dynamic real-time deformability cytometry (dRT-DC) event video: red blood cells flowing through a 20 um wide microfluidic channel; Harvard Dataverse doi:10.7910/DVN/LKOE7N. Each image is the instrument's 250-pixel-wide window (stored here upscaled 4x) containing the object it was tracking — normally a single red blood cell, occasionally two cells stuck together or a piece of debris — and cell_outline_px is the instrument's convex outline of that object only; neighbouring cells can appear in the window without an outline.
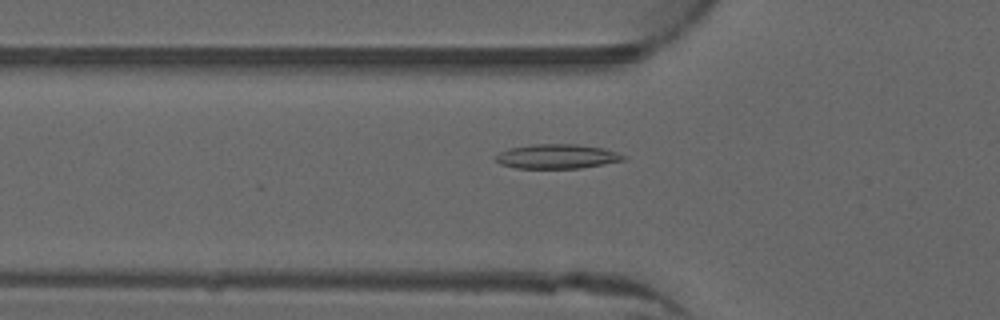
{"species": "common noctule bat (a hibernating species)", "species_latin": "Nyctalus noctula", "temperature_condition": "warm", "stored_images_in_passage": 43, "camera_frame_rate_fps": 3000, "um_per_image_px": 0.085, "animal": {"sex": "male", "forearm_length_mm": 52.5}, "frame": {"image": 1, "passage_image": 9, "time_ms": 2.667, "image_size_px": [1000, 320], "cell_outline_px": [[628, 156], [624, 160], [604, 164], [580, 168], [516, 168], [500, 164], [496, 160], [496, 156], [500, 152], [512, 148], [532, 144], [576, 144], [604, 148]], "centroid_in_image_um": [47.38, 13.29], "position_along_channel_um": 78.4, "area_um2": 18.09}}
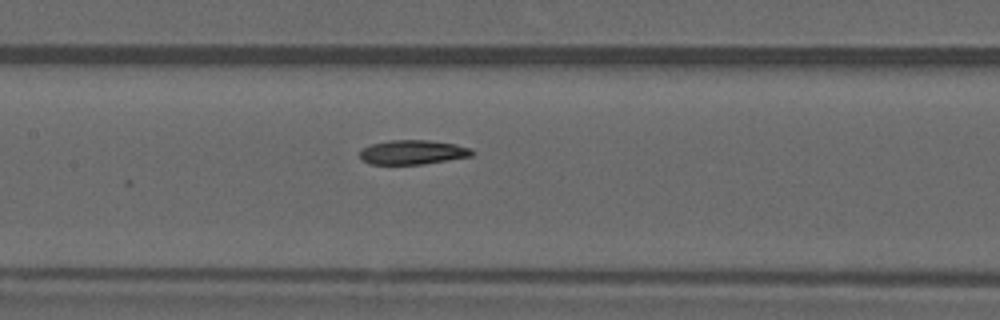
{"frame": {"image": 2, "passage_image": 16, "time_ms": 5.0, "image_size_px": [1000, 320], "cell_outline_px": [[476, 152], [472, 156], [424, 164], [372, 164], [360, 160], [360, 152], [364, 148], [372, 144], [388, 140], [428, 140], [456, 144], [472, 148]], "centroid_in_image_um": [35.12, 12.94], "position_along_channel_um": 172.3, "area_um2": 16.01}}
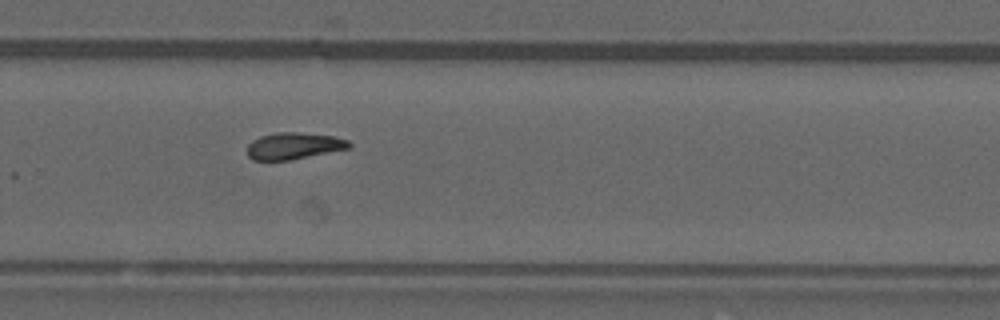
{"frame": {"image": 3, "passage_image": 26, "time_ms": 8.333, "image_size_px": [1000, 320], "cell_outline_px": [[352, 144], [348, 148], [288, 160], [252, 160], [248, 156], [248, 144], [252, 140], [260, 136], [276, 132], [296, 132], [332, 136], [348, 140]], "centroid_in_image_um": [24.93, 12.39], "position_along_channel_um": 304.9, "area_um2": 15.61}, "authors_computed_cell_mechanics": {"area_um2": 16.0684, "velocity_mm_per_s": 3.9911, "shape_relaxation_time_tau1_ms": null, "shape_relaxation_time_tau2_ms": 8.8036, "deformation_change_tau1": null, "deformation_change_tau2": 0.1637}}